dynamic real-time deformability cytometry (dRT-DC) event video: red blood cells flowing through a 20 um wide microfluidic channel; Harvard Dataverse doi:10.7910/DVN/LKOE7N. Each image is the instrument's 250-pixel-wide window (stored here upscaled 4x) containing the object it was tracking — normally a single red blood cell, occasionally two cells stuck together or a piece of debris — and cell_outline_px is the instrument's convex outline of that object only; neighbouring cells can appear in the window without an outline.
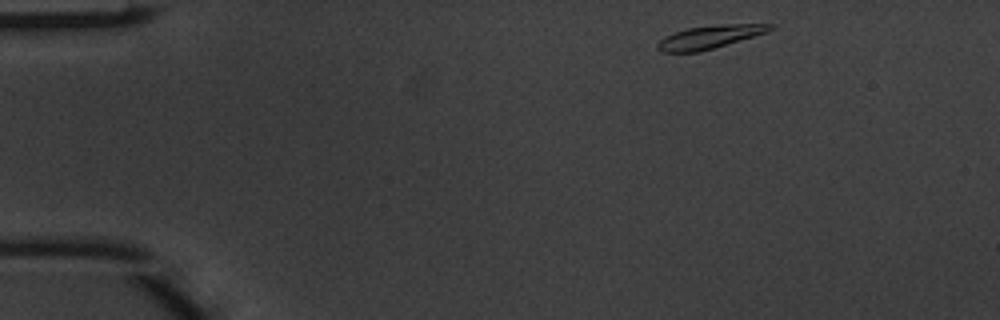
{"species": "common noctule bat (a hibernating species)", "species_latin": "Nyctalus noctula", "temperature_condition": "warm", "stored_images_in_passage": 4, "camera_frame_rate_fps": 3000, "um_per_image_px": 0.085, "animal": {"sex": "male", "body_mass_g": 20.1, "forearm_length_mm": 53.5}, "frame": {"image": 1, "passage_image": 1, "time_ms": 0.0, "image_size_px": [1000, 320], "cell_outline_px": [[776, 24], [768, 32], [700, 52], [660, 52], [656, 48], [656, 44], [664, 36], [688, 28], [720, 24]], "centroid_in_image_um": [60.3, 3.15], "position_along_channel_um": 24.7, "area_um2": 15.14}}